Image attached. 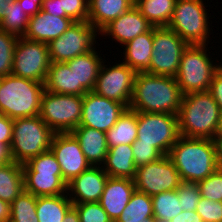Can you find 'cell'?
I'll return each mask as SVG.
<instances>
[{"mask_svg":"<svg viewBox=\"0 0 222 222\" xmlns=\"http://www.w3.org/2000/svg\"><path fill=\"white\" fill-rule=\"evenodd\" d=\"M183 94L175 77L137 72L129 108L178 115Z\"/></svg>","mask_w":222,"mask_h":222,"instance_id":"cell-1","label":"cell"},{"mask_svg":"<svg viewBox=\"0 0 222 222\" xmlns=\"http://www.w3.org/2000/svg\"><path fill=\"white\" fill-rule=\"evenodd\" d=\"M181 181L199 182L218 169L214 140L181 136L168 154Z\"/></svg>","mask_w":222,"mask_h":222,"instance_id":"cell-2","label":"cell"},{"mask_svg":"<svg viewBox=\"0 0 222 222\" xmlns=\"http://www.w3.org/2000/svg\"><path fill=\"white\" fill-rule=\"evenodd\" d=\"M220 113L218 104L208 91L183 95L178 113L180 135L213 140Z\"/></svg>","mask_w":222,"mask_h":222,"instance_id":"cell-3","label":"cell"},{"mask_svg":"<svg viewBox=\"0 0 222 222\" xmlns=\"http://www.w3.org/2000/svg\"><path fill=\"white\" fill-rule=\"evenodd\" d=\"M44 83L14 76L0 77V114L10 119L40 114Z\"/></svg>","mask_w":222,"mask_h":222,"instance_id":"cell-4","label":"cell"},{"mask_svg":"<svg viewBox=\"0 0 222 222\" xmlns=\"http://www.w3.org/2000/svg\"><path fill=\"white\" fill-rule=\"evenodd\" d=\"M206 46L208 47V45H188L181 56L175 79L183 95L191 92H207L214 73L222 66L221 61L209 55L211 53L209 48L213 50V47Z\"/></svg>","mask_w":222,"mask_h":222,"instance_id":"cell-5","label":"cell"},{"mask_svg":"<svg viewBox=\"0 0 222 222\" xmlns=\"http://www.w3.org/2000/svg\"><path fill=\"white\" fill-rule=\"evenodd\" d=\"M54 134L39 115L14 119L10 146L13 161L24 164L50 150Z\"/></svg>","mask_w":222,"mask_h":222,"instance_id":"cell-6","label":"cell"},{"mask_svg":"<svg viewBox=\"0 0 222 222\" xmlns=\"http://www.w3.org/2000/svg\"><path fill=\"white\" fill-rule=\"evenodd\" d=\"M204 0H177L167 27L176 32L189 45H208L214 27ZM209 15V16H208ZM211 26V27H210ZM211 31V32H210Z\"/></svg>","mask_w":222,"mask_h":222,"instance_id":"cell-7","label":"cell"},{"mask_svg":"<svg viewBox=\"0 0 222 222\" xmlns=\"http://www.w3.org/2000/svg\"><path fill=\"white\" fill-rule=\"evenodd\" d=\"M82 103L83 96L45 90L39 116L55 133L72 132L80 124Z\"/></svg>","mask_w":222,"mask_h":222,"instance_id":"cell-8","label":"cell"},{"mask_svg":"<svg viewBox=\"0 0 222 222\" xmlns=\"http://www.w3.org/2000/svg\"><path fill=\"white\" fill-rule=\"evenodd\" d=\"M181 137L178 115L137 112V139L152 144L163 156Z\"/></svg>","mask_w":222,"mask_h":222,"instance_id":"cell-9","label":"cell"},{"mask_svg":"<svg viewBox=\"0 0 222 222\" xmlns=\"http://www.w3.org/2000/svg\"><path fill=\"white\" fill-rule=\"evenodd\" d=\"M188 45L167 26H154L152 57L149 68L145 73L175 77L179 69L181 56Z\"/></svg>","mask_w":222,"mask_h":222,"instance_id":"cell-10","label":"cell"},{"mask_svg":"<svg viewBox=\"0 0 222 222\" xmlns=\"http://www.w3.org/2000/svg\"><path fill=\"white\" fill-rule=\"evenodd\" d=\"M99 35L100 31L88 21H75L65 33L48 44L50 61L65 63L96 49Z\"/></svg>","mask_w":222,"mask_h":222,"instance_id":"cell-11","label":"cell"},{"mask_svg":"<svg viewBox=\"0 0 222 222\" xmlns=\"http://www.w3.org/2000/svg\"><path fill=\"white\" fill-rule=\"evenodd\" d=\"M13 59L12 75L45 83L51 64L48 44L19 37Z\"/></svg>","mask_w":222,"mask_h":222,"instance_id":"cell-12","label":"cell"},{"mask_svg":"<svg viewBox=\"0 0 222 222\" xmlns=\"http://www.w3.org/2000/svg\"><path fill=\"white\" fill-rule=\"evenodd\" d=\"M108 63L109 65L106 64L105 59L93 91L103 97L123 103L129 108L137 72L121 60L112 66H110L111 62L108 61Z\"/></svg>","mask_w":222,"mask_h":222,"instance_id":"cell-13","label":"cell"},{"mask_svg":"<svg viewBox=\"0 0 222 222\" xmlns=\"http://www.w3.org/2000/svg\"><path fill=\"white\" fill-rule=\"evenodd\" d=\"M135 189L150 197L161 192L176 190L181 183L179 172L168 155L136 168Z\"/></svg>","mask_w":222,"mask_h":222,"instance_id":"cell-14","label":"cell"},{"mask_svg":"<svg viewBox=\"0 0 222 222\" xmlns=\"http://www.w3.org/2000/svg\"><path fill=\"white\" fill-rule=\"evenodd\" d=\"M126 109L123 103L103 97L94 91H88L83 96L82 118L79 126L106 133Z\"/></svg>","mask_w":222,"mask_h":222,"instance_id":"cell-15","label":"cell"},{"mask_svg":"<svg viewBox=\"0 0 222 222\" xmlns=\"http://www.w3.org/2000/svg\"><path fill=\"white\" fill-rule=\"evenodd\" d=\"M50 150L60 165L62 177L66 183L91 167L78 140L71 132L55 133Z\"/></svg>","mask_w":222,"mask_h":222,"instance_id":"cell-16","label":"cell"},{"mask_svg":"<svg viewBox=\"0 0 222 222\" xmlns=\"http://www.w3.org/2000/svg\"><path fill=\"white\" fill-rule=\"evenodd\" d=\"M108 177L102 166H91L67 183V195L73 204L99 202Z\"/></svg>","mask_w":222,"mask_h":222,"instance_id":"cell-17","label":"cell"},{"mask_svg":"<svg viewBox=\"0 0 222 222\" xmlns=\"http://www.w3.org/2000/svg\"><path fill=\"white\" fill-rule=\"evenodd\" d=\"M152 24L142 16L135 5L127 12L120 15L116 20L111 21L101 31L100 36L111 37L121 47L136 38L138 35L149 31Z\"/></svg>","mask_w":222,"mask_h":222,"instance_id":"cell-18","label":"cell"},{"mask_svg":"<svg viewBox=\"0 0 222 222\" xmlns=\"http://www.w3.org/2000/svg\"><path fill=\"white\" fill-rule=\"evenodd\" d=\"M96 49L78 55L65 62L76 76V95L84 96L88 91H93L106 56ZM101 53V54H99ZM103 55L104 59L100 56Z\"/></svg>","mask_w":222,"mask_h":222,"instance_id":"cell-19","label":"cell"},{"mask_svg":"<svg viewBox=\"0 0 222 222\" xmlns=\"http://www.w3.org/2000/svg\"><path fill=\"white\" fill-rule=\"evenodd\" d=\"M74 23L70 17H55L42 10L31 16L23 36L31 41L49 44L60 37Z\"/></svg>","mask_w":222,"mask_h":222,"instance_id":"cell-20","label":"cell"},{"mask_svg":"<svg viewBox=\"0 0 222 222\" xmlns=\"http://www.w3.org/2000/svg\"><path fill=\"white\" fill-rule=\"evenodd\" d=\"M134 191L133 179L108 177L99 203L113 222L121 216Z\"/></svg>","mask_w":222,"mask_h":222,"instance_id":"cell-21","label":"cell"},{"mask_svg":"<svg viewBox=\"0 0 222 222\" xmlns=\"http://www.w3.org/2000/svg\"><path fill=\"white\" fill-rule=\"evenodd\" d=\"M154 26L147 32L124 44L122 62L136 72H145L149 68L153 51Z\"/></svg>","mask_w":222,"mask_h":222,"instance_id":"cell-22","label":"cell"},{"mask_svg":"<svg viewBox=\"0 0 222 222\" xmlns=\"http://www.w3.org/2000/svg\"><path fill=\"white\" fill-rule=\"evenodd\" d=\"M71 133L91 166H102L108 152L106 133L86 126H77Z\"/></svg>","mask_w":222,"mask_h":222,"instance_id":"cell-23","label":"cell"},{"mask_svg":"<svg viewBox=\"0 0 222 222\" xmlns=\"http://www.w3.org/2000/svg\"><path fill=\"white\" fill-rule=\"evenodd\" d=\"M134 5L135 0H88L87 21L101 31Z\"/></svg>","mask_w":222,"mask_h":222,"instance_id":"cell-24","label":"cell"},{"mask_svg":"<svg viewBox=\"0 0 222 222\" xmlns=\"http://www.w3.org/2000/svg\"><path fill=\"white\" fill-rule=\"evenodd\" d=\"M24 190L34 196L67 194V183L62 173L23 172Z\"/></svg>","mask_w":222,"mask_h":222,"instance_id":"cell-25","label":"cell"},{"mask_svg":"<svg viewBox=\"0 0 222 222\" xmlns=\"http://www.w3.org/2000/svg\"><path fill=\"white\" fill-rule=\"evenodd\" d=\"M102 167L109 177L134 179L137 167L134 162L132 145L120 144L109 148Z\"/></svg>","mask_w":222,"mask_h":222,"instance_id":"cell-26","label":"cell"},{"mask_svg":"<svg viewBox=\"0 0 222 222\" xmlns=\"http://www.w3.org/2000/svg\"><path fill=\"white\" fill-rule=\"evenodd\" d=\"M23 190L22 164L12 161L0 165V199L11 204Z\"/></svg>","mask_w":222,"mask_h":222,"instance_id":"cell-27","label":"cell"},{"mask_svg":"<svg viewBox=\"0 0 222 222\" xmlns=\"http://www.w3.org/2000/svg\"><path fill=\"white\" fill-rule=\"evenodd\" d=\"M137 139V112L127 108L117 122L106 132L108 149L120 144L131 145Z\"/></svg>","mask_w":222,"mask_h":222,"instance_id":"cell-28","label":"cell"},{"mask_svg":"<svg viewBox=\"0 0 222 222\" xmlns=\"http://www.w3.org/2000/svg\"><path fill=\"white\" fill-rule=\"evenodd\" d=\"M44 87L49 92L76 95V76L66 63L51 62Z\"/></svg>","mask_w":222,"mask_h":222,"instance_id":"cell-29","label":"cell"},{"mask_svg":"<svg viewBox=\"0 0 222 222\" xmlns=\"http://www.w3.org/2000/svg\"><path fill=\"white\" fill-rule=\"evenodd\" d=\"M73 206L67 194L36 197V215L39 222H62Z\"/></svg>","mask_w":222,"mask_h":222,"instance_id":"cell-30","label":"cell"},{"mask_svg":"<svg viewBox=\"0 0 222 222\" xmlns=\"http://www.w3.org/2000/svg\"><path fill=\"white\" fill-rule=\"evenodd\" d=\"M177 0H135V7L152 26H167Z\"/></svg>","mask_w":222,"mask_h":222,"instance_id":"cell-31","label":"cell"},{"mask_svg":"<svg viewBox=\"0 0 222 222\" xmlns=\"http://www.w3.org/2000/svg\"><path fill=\"white\" fill-rule=\"evenodd\" d=\"M148 217H154L152 198L135 189L129 203L115 222H147Z\"/></svg>","mask_w":222,"mask_h":222,"instance_id":"cell-32","label":"cell"},{"mask_svg":"<svg viewBox=\"0 0 222 222\" xmlns=\"http://www.w3.org/2000/svg\"><path fill=\"white\" fill-rule=\"evenodd\" d=\"M9 222H39L36 215V196L23 190L10 204Z\"/></svg>","mask_w":222,"mask_h":222,"instance_id":"cell-33","label":"cell"},{"mask_svg":"<svg viewBox=\"0 0 222 222\" xmlns=\"http://www.w3.org/2000/svg\"><path fill=\"white\" fill-rule=\"evenodd\" d=\"M30 17L24 13L22 5L16 0L9 4L6 16L0 21V30L23 37L28 28Z\"/></svg>","mask_w":222,"mask_h":222,"instance_id":"cell-34","label":"cell"},{"mask_svg":"<svg viewBox=\"0 0 222 222\" xmlns=\"http://www.w3.org/2000/svg\"><path fill=\"white\" fill-rule=\"evenodd\" d=\"M155 219L171 220L183 210L180 206L176 190L161 192L151 197Z\"/></svg>","mask_w":222,"mask_h":222,"instance_id":"cell-35","label":"cell"},{"mask_svg":"<svg viewBox=\"0 0 222 222\" xmlns=\"http://www.w3.org/2000/svg\"><path fill=\"white\" fill-rule=\"evenodd\" d=\"M18 37L0 30V77L10 75L13 70L14 49Z\"/></svg>","mask_w":222,"mask_h":222,"instance_id":"cell-36","label":"cell"},{"mask_svg":"<svg viewBox=\"0 0 222 222\" xmlns=\"http://www.w3.org/2000/svg\"><path fill=\"white\" fill-rule=\"evenodd\" d=\"M23 172L61 173L60 165L51 150L29 159L22 164Z\"/></svg>","mask_w":222,"mask_h":222,"instance_id":"cell-37","label":"cell"},{"mask_svg":"<svg viewBox=\"0 0 222 222\" xmlns=\"http://www.w3.org/2000/svg\"><path fill=\"white\" fill-rule=\"evenodd\" d=\"M197 184L201 197L222 202V170L217 169Z\"/></svg>","mask_w":222,"mask_h":222,"instance_id":"cell-38","label":"cell"},{"mask_svg":"<svg viewBox=\"0 0 222 222\" xmlns=\"http://www.w3.org/2000/svg\"><path fill=\"white\" fill-rule=\"evenodd\" d=\"M180 206L184 211H196L201 198L197 182L181 181L176 189Z\"/></svg>","mask_w":222,"mask_h":222,"instance_id":"cell-39","label":"cell"},{"mask_svg":"<svg viewBox=\"0 0 222 222\" xmlns=\"http://www.w3.org/2000/svg\"><path fill=\"white\" fill-rule=\"evenodd\" d=\"M80 222H113L99 202L73 204Z\"/></svg>","mask_w":222,"mask_h":222,"instance_id":"cell-40","label":"cell"},{"mask_svg":"<svg viewBox=\"0 0 222 222\" xmlns=\"http://www.w3.org/2000/svg\"><path fill=\"white\" fill-rule=\"evenodd\" d=\"M131 145L136 167L157 161L163 156L152 144L135 140Z\"/></svg>","mask_w":222,"mask_h":222,"instance_id":"cell-41","label":"cell"},{"mask_svg":"<svg viewBox=\"0 0 222 222\" xmlns=\"http://www.w3.org/2000/svg\"><path fill=\"white\" fill-rule=\"evenodd\" d=\"M61 17L75 21H87L88 0H61Z\"/></svg>","mask_w":222,"mask_h":222,"instance_id":"cell-42","label":"cell"},{"mask_svg":"<svg viewBox=\"0 0 222 222\" xmlns=\"http://www.w3.org/2000/svg\"><path fill=\"white\" fill-rule=\"evenodd\" d=\"M196 212L203 222H222V202L200 198Z\"/></svg>","mask_w":222,"mask_h":222,"instance_id":"cell-43","label":"cell"},{"mask_svg":"<svg viewBox=\"0 0 222 222\" xmlns=\"http://www.w3.org/2000/svg\"><path fill=\"white\" fill-rule=\"evenodd\" d=\"M208 92L222 111V66L214 73Z\"/></svg>","mask_w":222,"mask_h":222,"instance_id":"cell-44","label":"cell"},{"mask_svg":"<svg viewBox=\"0 0 222 222\" xmlns=\"http://www.w3.org/2000/svg\"><path fill=\"white\" fill-rule=\"evenodd\" d=\"M13 119L0 114V142L11 146Z\"/></svg>","mask_w":222,"mask_h":222,"instance_id":"cell-45","label":"cell"},{"mask_svg":"<svg viewBox=\"0 0 222 222\" xmlns=\"http://www.w3.org/2000/svg\"><path fill=\"white\" fill-rule=\"evenodd\" d=\"M29 17L36 15L42 7L43 0H17Z\"/></svg>","mask_w":222,"mask_h":222,"instance_id":"cell-46","label":"cell"},{"mask_svg":"<svg viewBox=\"0 0 222 222\" xmlns=\"http://www.w3.org/2000/svg\"><path fill=\"white\" fill-rule=\"evenodd\" d=\"M41 10L55 17H61V0H43Z\"/></svg>","mask_w":222,"mask_h":222,"instance_id":"cell-47","label":"cell"},{"mask_svg":"<svg viewBox=\"0 0 222 222\" xmlns=\"http://www.w3.org/2000/svg\"><path fill=\"white\" fill-rule=\"evenodd\" d=\"M171 222H203V219L196 211H182L171 219Z\"/></svg>","mask_w":222,"mask_h":222,"instance_id":"cell-48","label":"cell"},{"mask_svg":"<svg viewBox=\"0 0 222 222\" xmlns=\"http://www.w3.org/2000/svg\"><path fill=\"white\" fill-rule=\"evenodd\" d=\"M12 161L10 146L0 142V164L3 165Z\"/></svg>","mask_w":222,"mask_h":222,"instance_id":"cell-49","label":"cell"},{"mask_svg":"<svg viewBox=\"0 0 222 222\" xmlns=\"http://www.w3.org/2000/svg\"><path fill=\"white\" fill-rule=\"evenodd\" d=\"M10 221V204L0 199V222Z\"/></svg>","mask_w":222,"mask_h":222,"instance_id":"cell-50","label":"cell"},{"mask_svg":"<svg viewBox=\"0 0 222 222\" xmlns=\"http://www.w3.org/2000/svg\"><path fill=\"white\" fill-rule=\"evenodd\" d=\"M62 222H80L78 212L74 206L67 211Z\"/></svg>","mask_w":222,"mask_h":222,"instance_id":"cell-51","label":"cell"},{"mask_svg":"<svg viewBox=\"0 0 222 222\" xmlns=\"http://www.w3.org/2000/svg\"><path fill=\"white\" fill-rule=\"evenodd\" d=\"M16 0H0V21L6 16L9 4Z\"/></svg>","mask_w":222,"mask_h":222,"instance_id":"cell-52","label":"cell"},{"mask_svg":"<svg viewBox=\"0 0 222 222\" xmlns=\"http://www.w3.org/2000/svg\"><path fill=\"white\" fill-rule=\"evenodd\" d=\"M213 140L215 142H222V111L220 113L218 126H217V129H216L215 135L213 137Z\"/></svg>","mask_w":222,"mask_h":222,"instance_id":"cell-53","label":"cell"},{"mask_svg":"<svg viewBox=\"0 0 222 222\" xmlns=\"http://www.w3.org/2000/svg\"><path fill=\"white\" fill-rule=\"evenodd\" d=\"M217 145L218 169L222 170V142H215Z\"/></svg>","mask_w":222,"mask_h":222,"instance_id":"cell-54","label":"cell"},{"mask_svg":"<svg viewBox=\"0 0 222 222\" xmlns=\"http://www.w3.org/2000/svg\"><path fill=\"white\" fill-rule=\"evenodd\" d=\"M156 222H171V220L167 219H156Z\"/></svg>","mask_w":222,"mask_h":222,"instance_id":"cell-55","label":"cell"},{"mask_svg":"<svg viewBox=\"0 0 222 222\" xmlns=\"http://www.w3.org/2000/svg\"><path fill=\"white\" fill-rule=\"evenodd\" d=\"M147 222H156V219L154 217H148Z\"/></svg>","mask_w":222,"mask_h":222,"instance_id":"cell-56","label":"cell"}]
</instances>
